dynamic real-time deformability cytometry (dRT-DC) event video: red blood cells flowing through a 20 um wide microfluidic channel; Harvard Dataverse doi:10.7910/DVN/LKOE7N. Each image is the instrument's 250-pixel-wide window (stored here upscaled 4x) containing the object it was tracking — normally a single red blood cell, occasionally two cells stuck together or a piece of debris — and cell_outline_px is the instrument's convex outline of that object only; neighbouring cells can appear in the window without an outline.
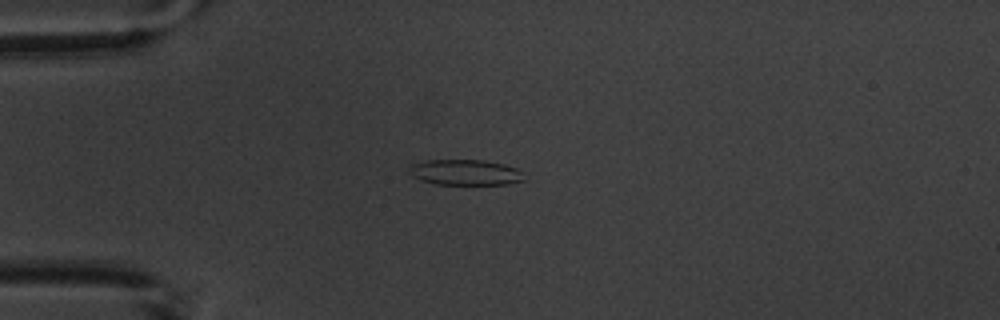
{"species": "common noctule bat (a hibernating species)", "species_latin": "Nyctalus noctula", "temperature_condition": "warm", "stored_images_in_passage": 7, "camera_frame_rate_fps": 3000, "um_per_image_px": 0.085, "animal": {"sex": "male", "body_mass_g": 20.1, "forearm_length_mm": 53.5}, "frame": {"image": 1, "passage_image": 3, "time_ms": 2.333, "image_size_px": [1000, 320], "cell_outline_px": [[524, 180], [508, 184], [436, 184], [420, 180], [412, 176], [408, 172], [408, 168], [412, 164], [424, 160], [484, 160], [504, 164], [516, 168], [524, 172]], "centroid_in_image_um": [39.54, 14.65], "position_along_channel_um": 45.5, "area_um2": 17.28}}
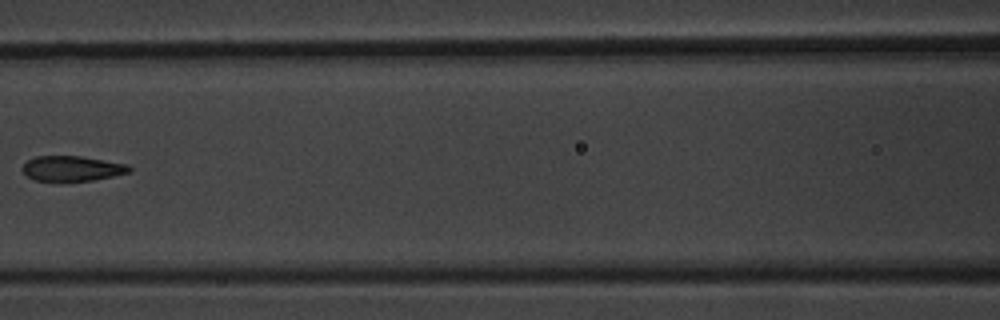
{"frame": {"image": 2, "passage_image": 6, "time_ms": 6.0, "image_size_px": [1000, 320], "cell_outline_px": [[132, 168], [128, 172], [112, 176], [92, 180], [60, 184], [32, 180], [24, 172], [24, 164], [28, 160], [36, 156], [80, 156], [128, 164]], "centroid_in_image_um": [6.09, 14.36], "position_along_channel_um": 160.5, "area_um2": 16.13}}
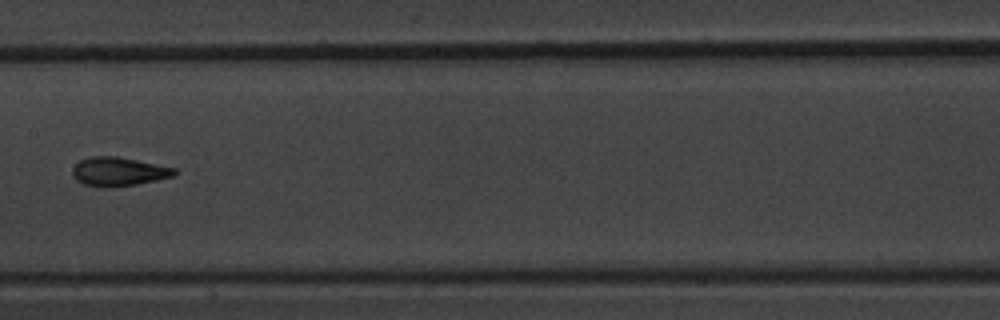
{"frame": {"image": 3, "passage_image": 7, "time_ms": 7.0, "image_size_px": [1000, 320], "cell_outline_px": [[180, 172], [176, 176], [136, 184], [84, 184], [76, 180], [72, 176], [72, 168], [80, 160], [88, 156], [116, 156], [176, 168]], "centroid_in_image_um": [10.13, 14.53], "position_along_channel_um": 197.3, "area_um2": 16.53}}